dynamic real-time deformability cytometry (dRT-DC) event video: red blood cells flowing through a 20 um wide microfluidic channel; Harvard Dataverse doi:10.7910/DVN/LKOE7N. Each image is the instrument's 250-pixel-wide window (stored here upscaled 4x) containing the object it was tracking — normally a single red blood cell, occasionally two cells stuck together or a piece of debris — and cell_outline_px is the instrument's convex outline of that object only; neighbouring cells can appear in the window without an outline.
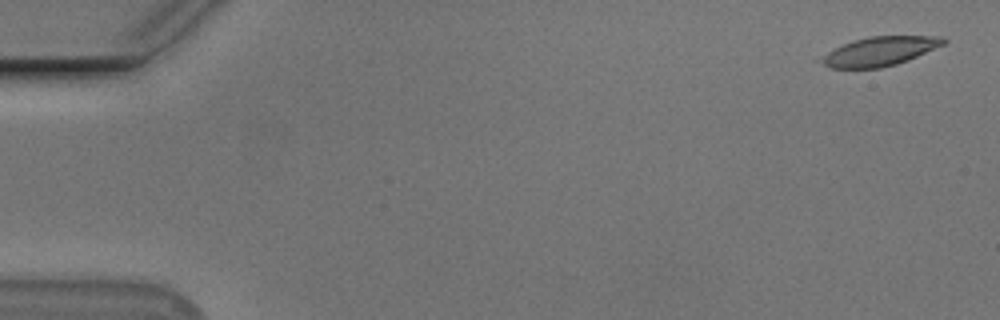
{"species": "Egyptian fruit bat (a non-hibernating species)", "species_latin": "Rousettus aegyptiacus", "temperature_condition": "cold", "stored_images_in_passage": 37, "camera_frame_rate_fps": 3000, "um_per_image_px": 0.085, "animal": {"sex": "male"}, "frame": {"image": 1, "passage_image": 2, "time_ms": 0.333, "image_size_px": [1000, 320], "cell_outline_px": [[948, 40], [944, 44], [908, 60], [896, 64], [880, 68], [832, 68], [812, 60], [852, 40], [868, 36], [940, 36]], "centroid_in_image_um": [74.71, 4.36], "position_along_channel_um": 10.3, "area_um2": 20.81}}
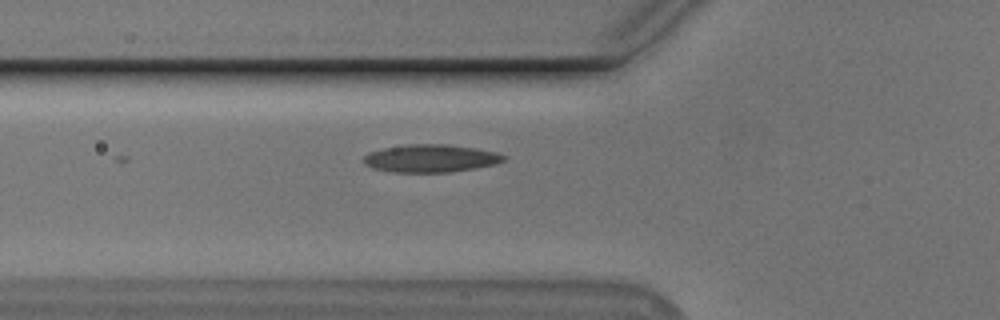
{"frame": {"image": 2, "passage_image": 20, "time_ms": 6.333, "image_size_px": [1000, 320], "cell_outline_px": [[508, 156], [504, 160], [492, 164], [476, 168], [452, 172], [392, 172], [372, 168], [364, 164], [364, 156], [368, 152], [384, 148], [404, 144], [448, 144], [476, 148], [496, 152]], "centroid_in_image_um": [36.59, 13.45], "position_along_channel_um": 89.2, "area_um2": 22.77}}
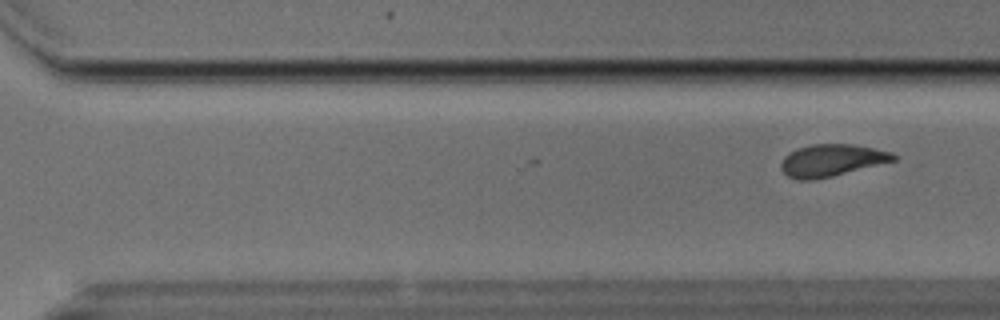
{"frame": {"image": 3, "passage_image": 37, "time_ms": 12.0, "image_size_px": [1000, 320], "cell_outline_px": [[896, 160], [832, 176], [812, 180], [800, 180], [788, 176], [780, 168], [780, 164], [784, 156], [800, 148], [812, 144], [852, 144], [892, 152], [896, 156]], "centroid_in_image_um": [70.68, 13.63], "position_along_channel_um": 299.9, "area_um2": 20.69}}